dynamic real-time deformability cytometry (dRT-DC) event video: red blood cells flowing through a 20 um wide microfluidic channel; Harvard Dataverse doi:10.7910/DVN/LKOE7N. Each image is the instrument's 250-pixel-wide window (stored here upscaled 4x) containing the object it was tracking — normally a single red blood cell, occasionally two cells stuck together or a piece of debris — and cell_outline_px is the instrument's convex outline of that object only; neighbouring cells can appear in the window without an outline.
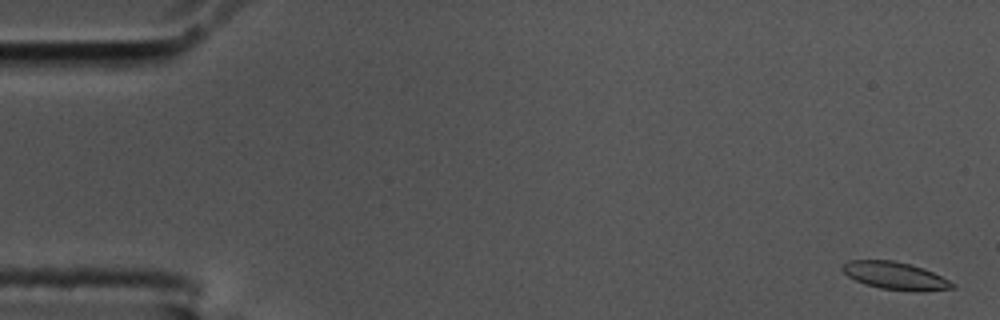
{"species": "common noctule bat (a hibernating species)", "species_latin": "Nyctalus noctula", "temperature_condition": "cold", "stored_images_in_passage": 57, "camera_frame_rate_fps": 3000, "um_per_image_px": 0.085, "animal": {"sex": "male", "body_mass_g": 17.5, "forearm_length_mm": 52.3}, "frame": {"image": 1, "passage_image": 1, "time_ms": 0.0, "image_size_px": [1000, 320], "cell_outline_px": [[956, 288], [920, 292], [916, 292], [880, 288], [864, 284], [848, 276], [840, 268], [840, 264], [848, 260], [892, 260], [924, 268], [956, 284]], "centroid_in_image_um": [76.08, 23.44], "position_along_channel_um": 8.9, "area_um2": 17.8}}
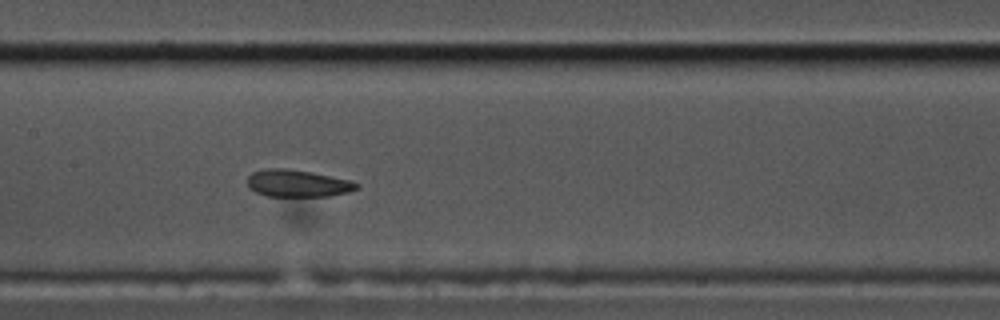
{"frame": {"image": 2, "passage_image": 27, "time_ms": 8.667, "image_size_px": [1000, 320], "cell_outline_px": [[360, 188], [348, 192], [328, 196], [268, 196], [256, 192], [248, 188], [248, 176], [252, 172], [264, 168], [288, 168], [312, 172], [348, 180], [360, 184]], "centroid_in_image_um": [25.28, 15.58], "position_along_channel_um": 182.1, "area_um2": 17.34}}
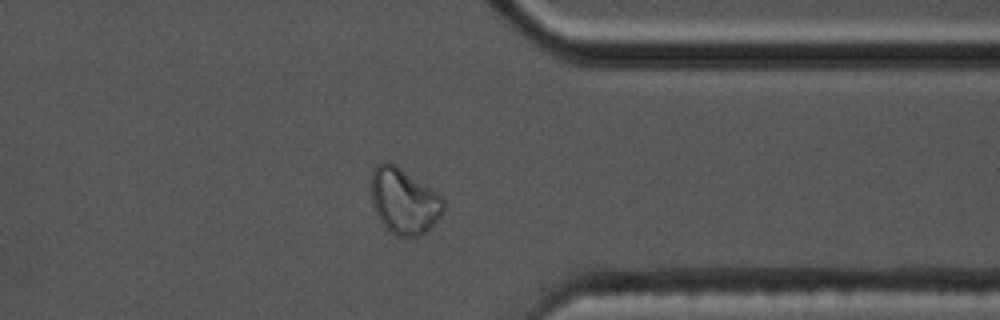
{"frame": {"image": 3, "passage_image": 44, "time_ms": 14.333, "image_size_px": [1000, 320], "cell_outline_px": [[444, 212], [432, 228], [420, 236], [396, 236], [380, 220], [372, 204], [372, 168], [376, 164], [384, 160], [388, 160], [396, 164], [440, 196], [444, 200]], "centroid_in_image_um": [34.34, 17.08], "position_along_channel_um": 377.1, "area_um2": 27.63}, "authors_computed_cell_mechanics": {"area_um2": 18.0336, "velocity_mm_per_s": 3.5462, "shape_relaxation_time_tau1_ms": null, "shape_relaxation_time_tau2_ms": 2.3124, "deformation_change_tau1": null, "deformation_change_tau2": 0.0672}}